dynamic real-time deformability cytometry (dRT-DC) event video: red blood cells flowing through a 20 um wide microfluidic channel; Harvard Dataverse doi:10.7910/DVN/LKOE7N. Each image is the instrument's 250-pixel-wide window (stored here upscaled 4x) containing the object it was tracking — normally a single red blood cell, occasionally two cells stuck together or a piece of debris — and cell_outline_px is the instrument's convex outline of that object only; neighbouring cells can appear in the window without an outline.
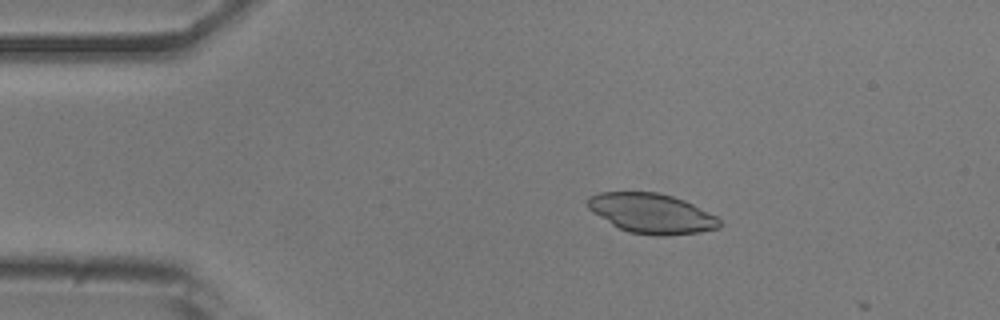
{"species": "common noctule bat (a hibernating species)", "species_latin": "Nyctalus noctula", "temperature_condition": "room temperature", "stored_images_in_passage": 11, "camera_frame_rate_fps": 3000, "um_per_image_px": 0.085, "animal": {"sex": "male", "body_mass_g": 20.5, "forearm_length_mm": 52.5}, "frame": {"image": 1, "passage_image": 9, "time_ms": 2.667, "image_size_px": [1000, 320], "cell_outline_px": [[720, 228], [700, 232], [664, 236], [656, 236], [628, 232], [612, 224], [592, 212], [588, 208], [584, 200], [588, 196], [600, 192], [656, 192], [672, 196], [684, 200], [716, 216], [720, 220]], "centroid_in_image_um": [55.35, 18.14], "position_along_channel_um": 29.6, "area_um2": 30.69}}